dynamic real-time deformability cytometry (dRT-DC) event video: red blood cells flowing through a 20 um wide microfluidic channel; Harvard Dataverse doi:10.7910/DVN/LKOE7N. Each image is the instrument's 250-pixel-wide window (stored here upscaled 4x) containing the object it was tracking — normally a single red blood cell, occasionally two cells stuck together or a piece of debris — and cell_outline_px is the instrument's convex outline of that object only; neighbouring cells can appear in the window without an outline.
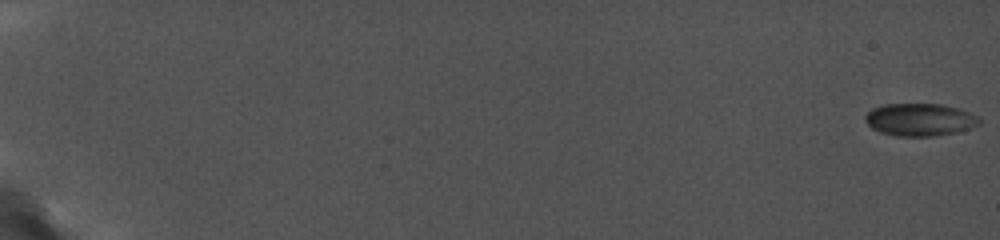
{"species": "common noctule bat (a hibernating species)", "species_latin": "Nyctalus noctula", "temperature_condition": "cold", "stored_images_in_passage": 28, "camera_frame_rate_fps": 5000, "um_per_image_px": 0.085, "animal": {"sex": "female", "body_mass_g": 19.0, "forearm_length_mm": 56.7}, "frame": {"image": 1, "passage_image": 1, "time_ms": 0.0, "image_size_px": [1000, 240], "cell_outline_px": [[980, 124], [956, 132], [932, 136], [896, 136], [880, 132], [872, 128], [864, 120], [864, 116], [872, 108], [884, 104], [940, 104], [956, 108], [968, 112], [976, 116], [980, 120]], "centroid_in_image_um": [78.13, 10.17], "position_along_channel_um": 6.9, "area_um2": 21.44}}
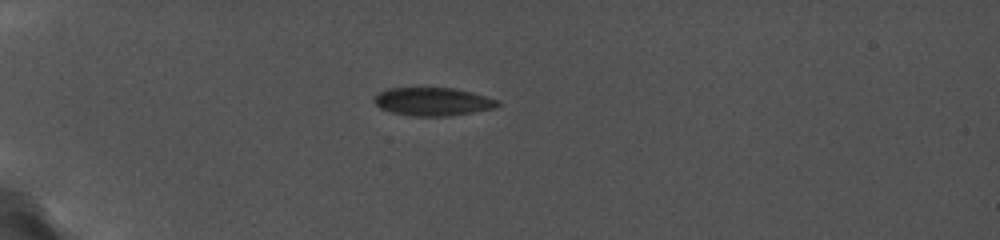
{"frame": {"image": 2, "passage_image": 11, "time_ms": 6.0, "image_size_px": [1000, 240], "cell_outline_px": [[500, 104], [492, 108], [444, 116], [416, 116], [392, 112], [380, 108], [376, 104], [376, 96], [380, 92], [388, 88], [452, 88], [472, 92], [496, 100]], "centroid_in_image_um": [36.75, 8.63], "position_along_channel_um": 48.2, "area_um2": 19.59}}
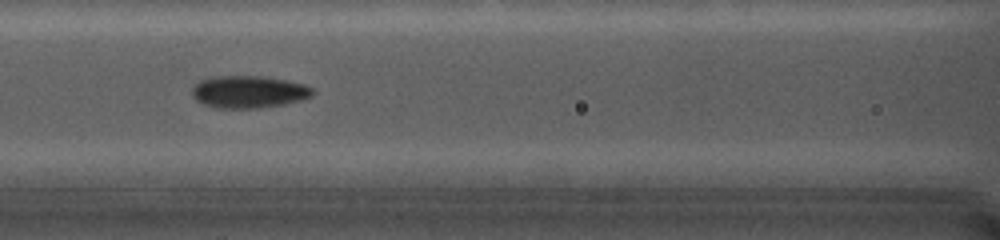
{"frame": {"image": 3, "passage_image": 17, "time_ms": 9.6, "image_size_px": [1000, 240], "cell_outline_px": [[312, 92], [308, 96], [300, 100], [284, 104], [260, 108], [216, 108], [204, 104], [196, 100], [192, 96], [192, 88], [200, 80], [212, 76], [260, 76], [284, 80], [300, 84], [312, 88]], "centroid_in_image_um": [21.05, 7.81], "position_along_channel_um": 145.5, "area_um2": 22.37}}